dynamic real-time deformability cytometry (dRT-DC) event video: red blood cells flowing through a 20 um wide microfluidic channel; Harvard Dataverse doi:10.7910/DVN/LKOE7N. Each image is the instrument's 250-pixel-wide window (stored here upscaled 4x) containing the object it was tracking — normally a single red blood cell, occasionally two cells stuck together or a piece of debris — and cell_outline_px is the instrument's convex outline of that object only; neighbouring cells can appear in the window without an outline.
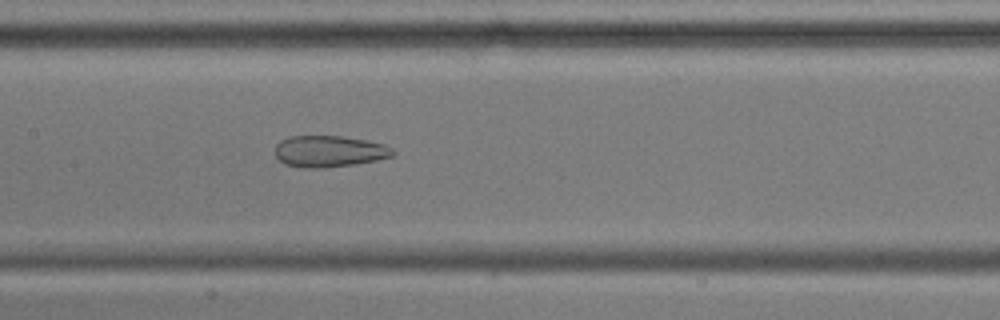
{"species": "common noctule bat (a hibernating species)", "species_latin": "Nyctalus noctula", "temperature_condition": "cold", "stored_images_in_passage": 45, "camera_frame_rate_fps": 3000, "um_per_image_px": 0.085, "animal": {"sex": "male", "body_mass_g": 17.9, "forearm_length_mm": 54.2}, "frame": {"image": 1, "passage_image": 21, "time_ms": 6.667, "image_size_px": [1000, 320], "cell_outline_px": [[396, 152], [392, 156], [376, 160], [352, 164], [320, 168], [304, 168], [284, 164], [276, 156], [276, 144], [280, 140], [288, 136], [344, 136], [368, 140], [384, 144], [392, 148]], "centroid_in_image_um": [27.98, 12.85], "position_along_channel_um": 179.4, "area_um2": 21.62}}
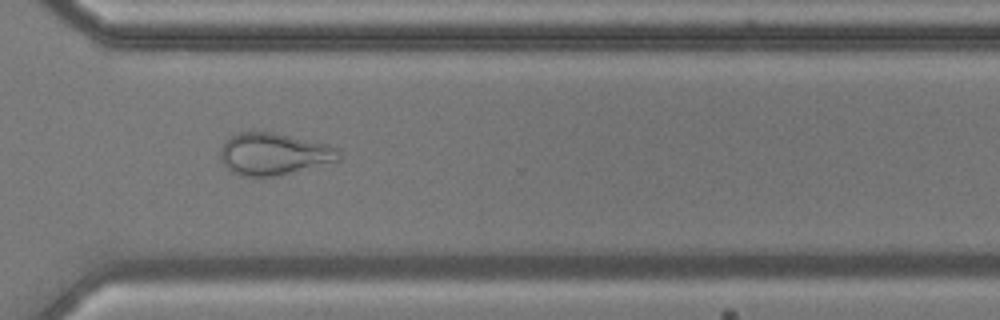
{"frame": {"image": 2, "passage_image": 35, "time_ms": 11.333, "image_size_px": [1000, 320], "cell_outline_px": [[340, 160], [280, 176], [240, 176], [232, 172], [220, 160], [220, 148], [236, 132], [272, 132], [328, 144], [336, 148], [340, 152]], "centroid_in_image_um": [23.28, 13.1], "position_along_channel_um": 347.3, "area_um2": 29.02}}
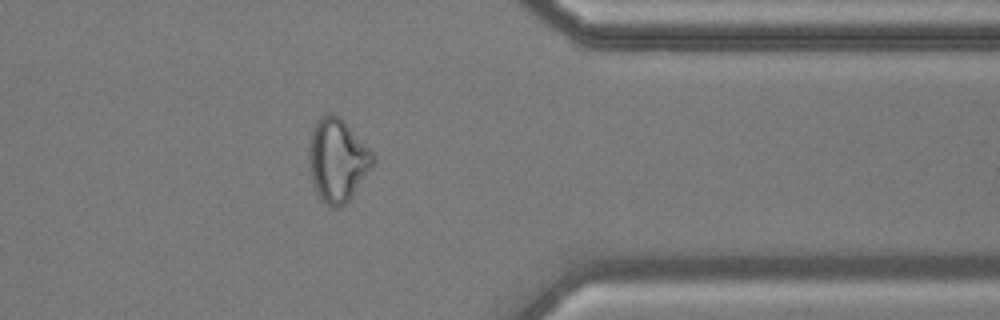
{"frame": {"image": 3, "passage_image": 39, "time_ms": 12.667, "image_size_px": [1000, 320], "cell_outline_px": [[376, 160], [372, 168], [352, 196], [340, 208], [332, 208], [316, 192], [308, 160], [308, 148], [312, 128], [316, 120], [324, 112], [332, 112], [340, 116], [344, 120], [376, 156]], "centroid_in_image_um": [28.69, 13.55], "position_along_channel_um": 382.7, "area_um2": 31.21}, "authors_computed_cell_mechanics": {"area_um2": 28.6688, "velocity_mm_per_s": 3.6095, "shape_relaxation_time_tau1_ms": null, "shape_relaxation_time_tau2_ms": 1.89, "deformation_change_tau1": null, "deformation_change_tau2": 0.093}}